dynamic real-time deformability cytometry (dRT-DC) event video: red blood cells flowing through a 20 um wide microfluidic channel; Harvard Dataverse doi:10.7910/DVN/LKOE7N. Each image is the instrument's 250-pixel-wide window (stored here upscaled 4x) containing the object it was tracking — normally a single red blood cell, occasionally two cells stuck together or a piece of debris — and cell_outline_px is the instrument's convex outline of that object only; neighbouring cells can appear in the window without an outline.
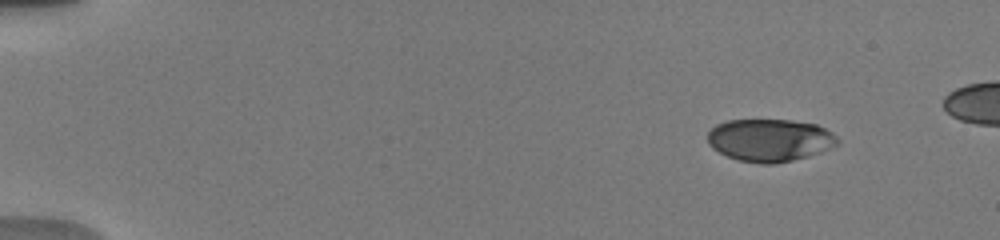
{"species": "human", "species_latin": "Homo sapiens", "temperature_condition": "warm", "stored_images_in_passage": 35, "camera_frame_rate_fps": 3000, "um_per_image_px": 0.085, "donor": {"sex": "male"}, "frame": {"image": 1, "passage_image": 10, "time_ms": 1.667, "image_size_px": [1000, 240], "cell_outline_px": [[840, 144], [832, 148], [808, 156], [776, 164], [760, 164], [740, 160], [728, 156], [712, 148], [708, 144], [708, 132], [716, 124], [728, 120], [788, 120], [816, 124], [832, 132], [840, 140]], "centroid_in_image_um": [65.46, 11.91], "position_along_channel_um": 19.5, "area_um2": 32.31}}